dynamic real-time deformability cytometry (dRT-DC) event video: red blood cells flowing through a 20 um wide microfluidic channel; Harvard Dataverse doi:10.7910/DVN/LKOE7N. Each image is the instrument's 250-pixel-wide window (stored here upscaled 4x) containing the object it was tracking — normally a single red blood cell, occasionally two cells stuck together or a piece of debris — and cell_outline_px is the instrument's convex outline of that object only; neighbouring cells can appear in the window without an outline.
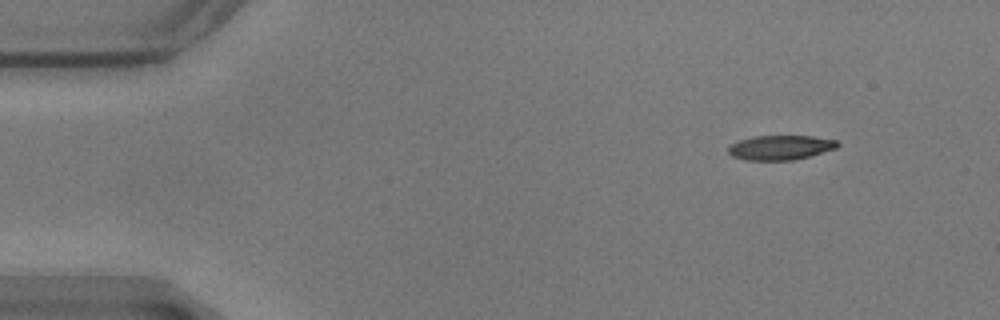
{"species": "common noctule bat (a hibernating species)", "species_latin": "Nyctalus noctula", "temperature_condition": "warm", "stored_images_in_passage": 10, "camera_frame_rate_fps": 3000, "um_per_image_px": 0.085, "animal": {"sex": "male", "body_mass_g": 17.9}, "frame": {"image": 1, "passage_image": 1, "time_ms": 0.0, "image_size_px": [1000, 320], "cell_outline_px": [[840, 144], [836, 148], [808, 156], [792, 160], [744, 160], [732, 156], [728, 152], [728, 144], [740, 140], [756, 136], [812, 136], [836, 140]], "centroid_in_image_um": [66.29, 12.54], "position_along_channel_um": 18.7, "area_um2": 15.55}}